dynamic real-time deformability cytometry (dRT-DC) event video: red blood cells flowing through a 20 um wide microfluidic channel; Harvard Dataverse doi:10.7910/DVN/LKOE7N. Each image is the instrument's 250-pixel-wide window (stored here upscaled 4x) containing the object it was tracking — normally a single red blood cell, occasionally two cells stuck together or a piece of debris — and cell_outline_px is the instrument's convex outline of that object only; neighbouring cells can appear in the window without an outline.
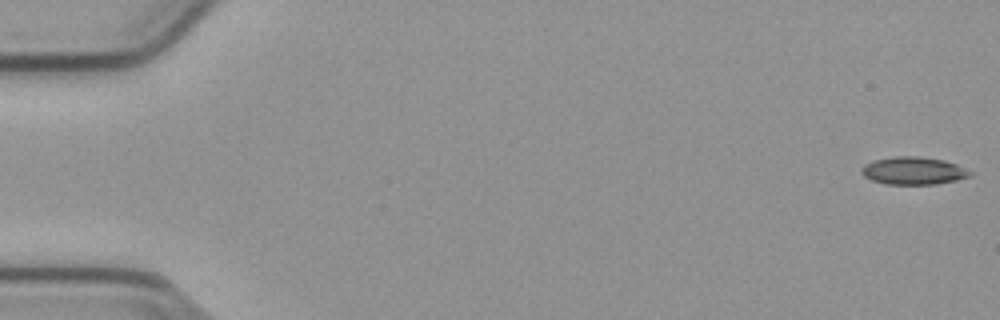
{"species": "common noctule bat (a hibernating species)", "species_latin": "Nyctalus noctula", "temperature_condition": "cold", "stored_images_in_passage": 18, "camera_frame_rate_fps": 3000, "um_per_image_px": 0.085, "animal": {"sex": "male", "body_mass_g": 23.1, "forearm_length_mm": 52.7}, "frame": {"image": 1, "passage_image": 1, "time_ms": 0.0, "image_size_px": [1000, 320], "cell_outline_px": [[976, 172], [972, 176], [956, 180], [936, 184], [888, 184], [872, 180], [864, 176], [860, 172], [860, 168], [864, 164], [872, 160], [892, 156], [916, 156], [944, 160], [956, 164]], "centroid_in_image_um": [77.65, 14.5], "position_along_channel_um": 7.3, "area_um2": 17.74}}
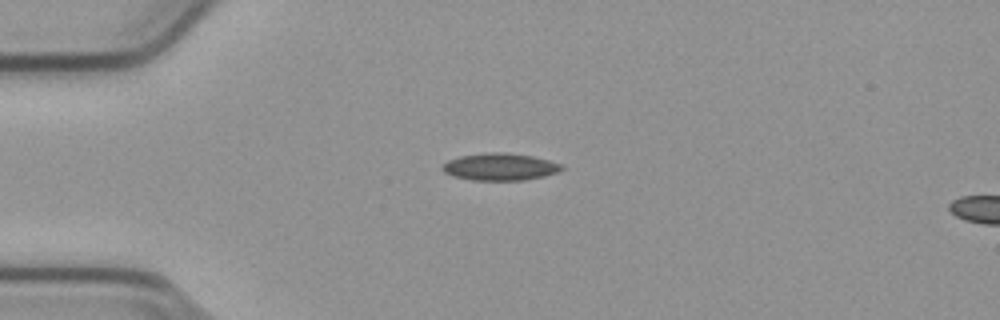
{"frame": {"image": 2, "passage_image": 14, "time_ms": 4.333, "image_size_px": [1000, 320], "cell_outline_px": [[564, 168], [556, 172], [544, 176], [524, 180], [472, 180], [452, 176], [444, 172], [440, 168], [448, 160], [460, 156], [488, 152], [504, 152], [532, 156], [548, 160], [560, 164]], "centroid_in_image_um": [42.46, 14.18], "position_along_channel_um": 42.5, "area_um2": 18.79}}